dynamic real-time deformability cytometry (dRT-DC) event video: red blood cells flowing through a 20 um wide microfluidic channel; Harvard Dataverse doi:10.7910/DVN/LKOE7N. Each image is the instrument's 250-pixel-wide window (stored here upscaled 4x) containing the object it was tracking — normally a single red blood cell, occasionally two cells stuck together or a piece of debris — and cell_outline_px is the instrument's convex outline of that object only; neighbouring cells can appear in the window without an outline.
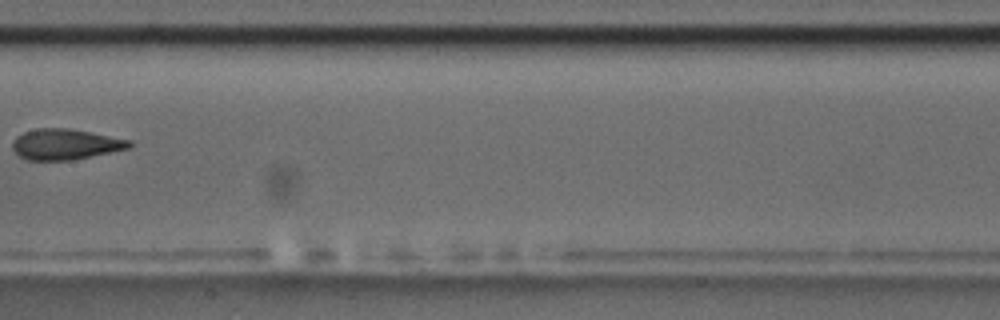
{"species": "common noctule bat (a hibernating species)", "species_latin": "Nyctalus noctula", "temperature_condition": "room temperature", "stored_images_in_passage": 9, "camera_frame_rate_fps": 3000, "um_per_image_px": 0.085, "animal": {"sex": "male", "body_mass_g": 17.5, "forearm_length_mm": 52.3}, "frame": {"image": 1, "passage_image": 8, "time_ms": 9.0, "image_size_px": [1000, 320], "cell_outline_px": [[136, 144], [128, 148], [72, 160], [28, 160], [20, 156], [12, 148], [12, 144], [16, 136], [24, 132], [36, 128], [68, 128], [132, 140]], "centroid_in_image_um": [5.56, 12.26], "position_along_channel_um": 201.8, "area_um2": 20.81}}
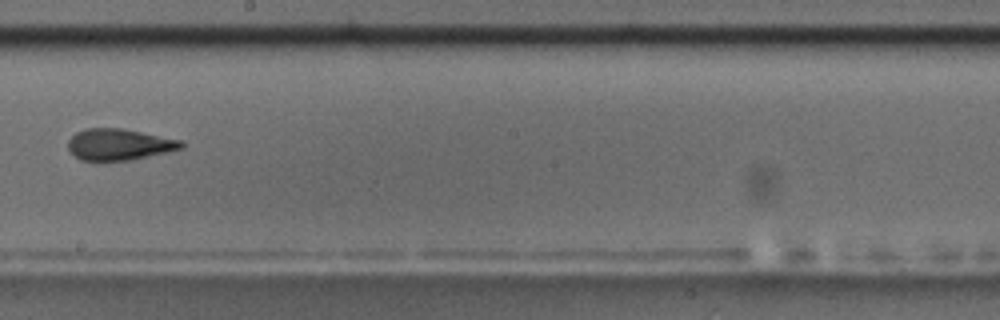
{"frame": {"image": 2, "passage_image": 9, "time_ms": 10.0, "image_size_px": [1000, 320], "cell_outline_px": [[184, 148], [168, 152], [132, 160], [80, 160], [68, 152], [68, 140], [76, 132], [84, 128], [124, 128], [184, 140]], "centroid_in_image_um": [10.15, 12.27], "position_along_channel_um": 238.0, "area_um2": 21.1}}